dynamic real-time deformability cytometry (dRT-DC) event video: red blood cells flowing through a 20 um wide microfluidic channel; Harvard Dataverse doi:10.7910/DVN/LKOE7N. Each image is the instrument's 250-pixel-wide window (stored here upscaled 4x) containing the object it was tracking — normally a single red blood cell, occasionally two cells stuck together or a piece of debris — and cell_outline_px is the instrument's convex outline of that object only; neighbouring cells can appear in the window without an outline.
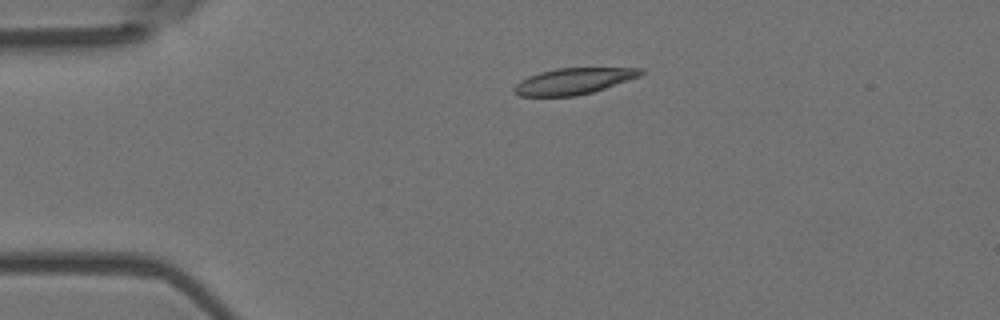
{"species": "Egyptian fruit bat (a non-hibernating species)", "species_latin": "Rousettus aegyptiacus", "temperature_condition": "room temperature", "stored_images_in_passage": 2, "camera_frame_rate_fps": 3000, "um_per_image_px": 0.085, "animal": {"sex": "female"}, "frame": {"image": 1, "passage_image": 1, "time_ms": 0.0, "image_size_px": [1000, 320], "cell_outline_px": [[644, 72], [640, 76], [592, 92], [576, 96], [520, 96], [512, 88], [520, 80], [528, 76], [540, 72], [556, 68], [644, 68]], "centroid_in_image_um": [48.74, 6.89], "position_along_channel_um": 36.3, "area_um2": 19.19}}